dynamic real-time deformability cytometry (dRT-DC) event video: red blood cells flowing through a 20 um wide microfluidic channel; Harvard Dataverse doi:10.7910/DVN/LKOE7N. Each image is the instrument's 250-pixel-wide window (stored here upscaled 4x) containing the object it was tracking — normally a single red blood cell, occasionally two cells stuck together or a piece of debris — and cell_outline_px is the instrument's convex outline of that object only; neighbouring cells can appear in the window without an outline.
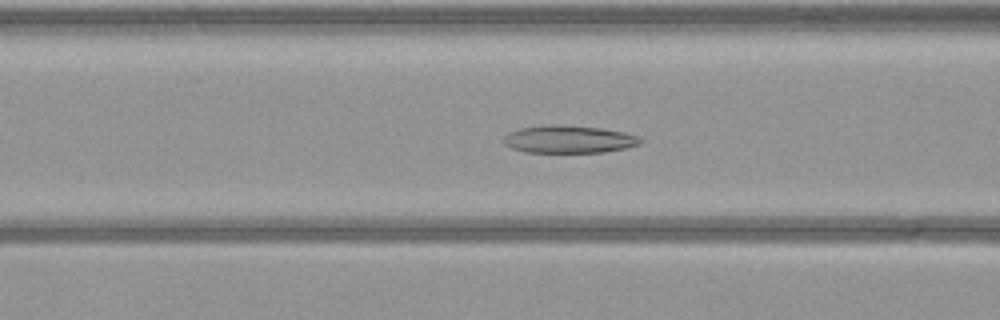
{"species": "common noctule bat (a hibernating species)", "species_latin": "Nyctalus noctula", "temperature_condition": "warm", "stored_images_in_passage": 51, "camera_frame_rate_fps": 3000, "um_per_image_px": 0.085, "animal": {"sex": "female", "body_mass_g": 21.9}, "frame": {"image": 1, "passage_image": 18, "time_ms": 5.667, "image_size_px": [1000, 320], "cell_outline_px": [[644, 140], [640, 144], [624, 148], [604, 152], [524, 152], [512, 148], [504, 144], [504, 136], [508, 132], [520, 128], [552, 124], [560, 124], [600, 128], [624, 132], [640, 136]], "centroid_in_image_um": [48.36, 11.83], "position_along_channel_um": 118.2, "area_um2": 22.08}}
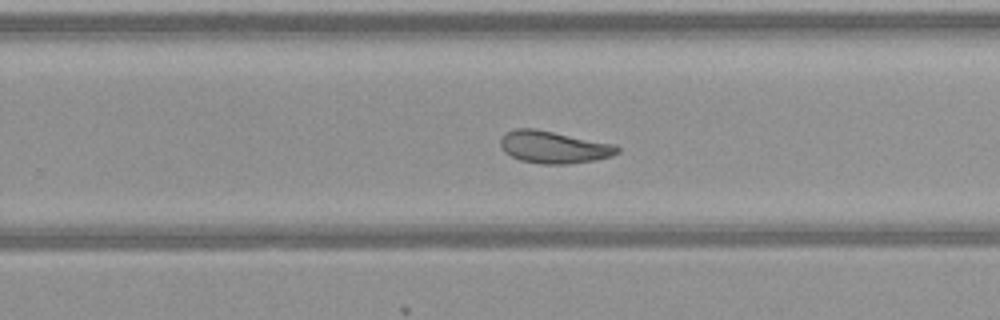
{"frame": {"image": 2, "passage_image": 31, "time_ms": 10.0, "image_size_px": [1000, 320], "cell_outline_px": [[620, 152], [612, 156], [596, 160], [568, 164], [540, 164], [520, 160], [504, 152], [500, 148], [500, 136], [516, 128], [536, 128], [616, 144], [620, 148]], "centroid_in_image_um": [47.08, 12.5], "position_along_channel_um": 282.7, "area_um2": 22.31}}
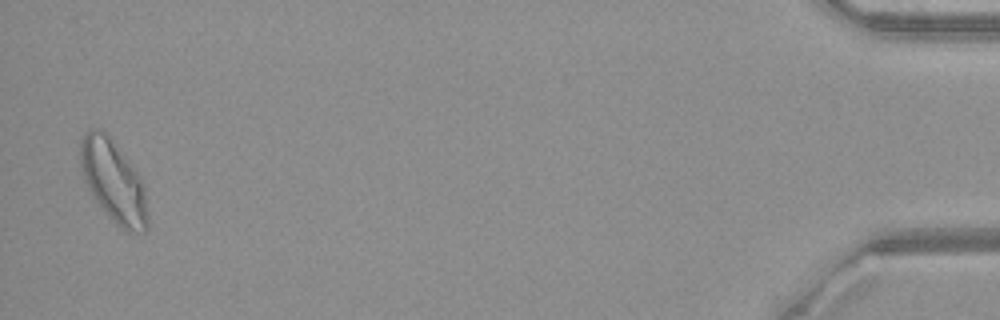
{"frame": {"image": 3, "passage_image": 50, "time_ms": 16.333, "image_size_px": [1000, 320], "cell_outline_px": [[148, 228], [144, 232], [128, 232], [120, 228], [112, 220], [92, 196], [84, 180], [80, 164], [80, 140], [88, 128], [100, 128], [108, 136], [136, 172], [144, 184], [148, 220]], "centroid_in_image_um": [9.63, 15.44], "position_along_channel_um": 425.6, "area_um2": 31.85}}